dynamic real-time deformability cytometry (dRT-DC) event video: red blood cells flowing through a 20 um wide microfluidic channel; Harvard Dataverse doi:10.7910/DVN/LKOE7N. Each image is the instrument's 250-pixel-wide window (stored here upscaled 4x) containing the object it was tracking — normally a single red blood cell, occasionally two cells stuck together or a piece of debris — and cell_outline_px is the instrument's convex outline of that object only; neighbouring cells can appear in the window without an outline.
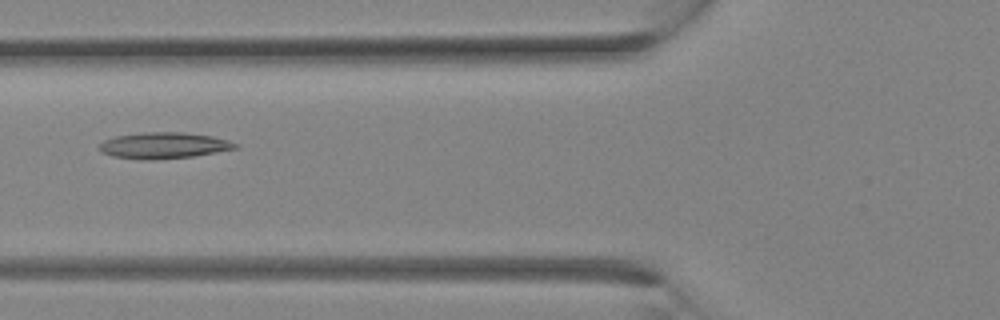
{"species": "Egyptian fruit bat (a non-hibernating species)", "species_latin": "Rousettus aegyptiacus", "temperature_condition": "room temperature", "stored_images_in_passage": 13, "camera_frame_rate_fps": 3000, "um_per_image_px": 0.085, "animal": {"sex": "female"}, "frame": {"image": 1, "passage_image": 4, "time_ms": 1.0, "image_size_px": [1000, 320], "cell_outline_px": [[240, 148], [192, 156], [152, 160], [140, 160], [112, 156], [104, 152], [100, 148], [100, 144], [104, 140], [116, 136], [144, 132], [184, 132], [212, 136], [228, 140], [240, 144]], "centroid_in_image_um": [13.97, 12.36], "position_along_channel_um": 111.8, "area_um2": 20.75}}
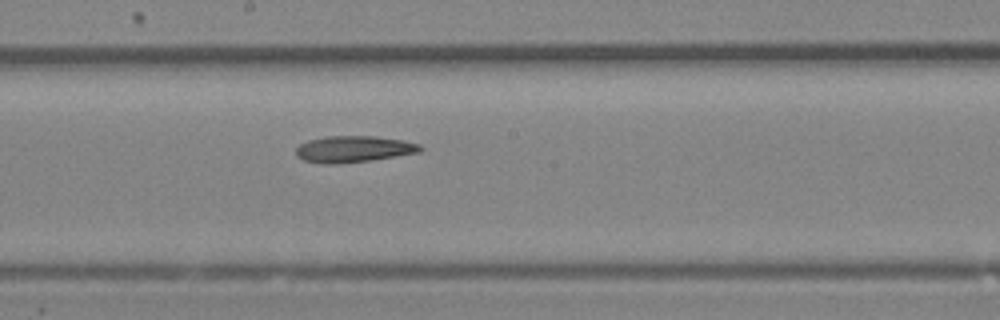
{"frame": {"image": 2, "passage_image": 9, "time_ms": 2.667, "image_size_px": [1000, 320], "cell_outline_px": [[424, 148], [420, 152], [396, 156], [368, 160], [336, 164], [324, 164], [304, 160], [296, 156], [296, 148], [300, 144], [308, 140], [328, 136], [376, 136], [404, 140], [420, 144]], "centroid_in_image_um": [30.07, 12.66], "position_along_channel_um": 218.1, "area_um2": 19.13}}
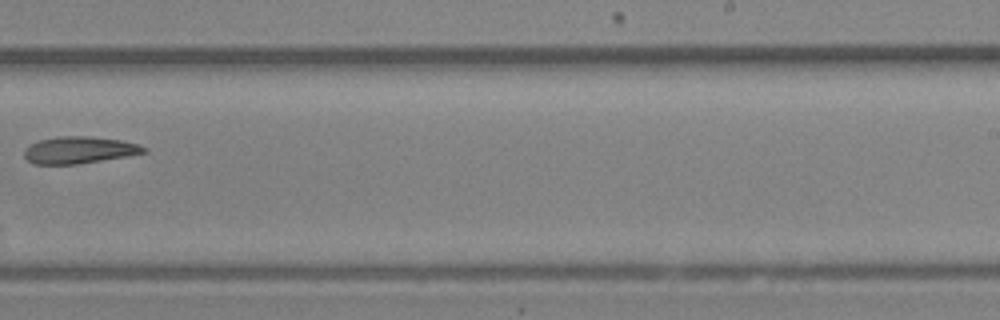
{"frame": {"image": 3, "passage_image": 12, "time_ms": 3.667, "image_size_px": [1000, 320], "cell_outline_px": [[148, 152], [128, 156], [76, 164], [32, 164], [24, 156], [24, 148], [40, 140], [60, 136], [88, 136], [120, 140], [136, 144], [148, 148]], "centroid_in_image_um": [6.73, 12.76], "position_along_channel_um": 282.3, "area_um2": 18.67}}